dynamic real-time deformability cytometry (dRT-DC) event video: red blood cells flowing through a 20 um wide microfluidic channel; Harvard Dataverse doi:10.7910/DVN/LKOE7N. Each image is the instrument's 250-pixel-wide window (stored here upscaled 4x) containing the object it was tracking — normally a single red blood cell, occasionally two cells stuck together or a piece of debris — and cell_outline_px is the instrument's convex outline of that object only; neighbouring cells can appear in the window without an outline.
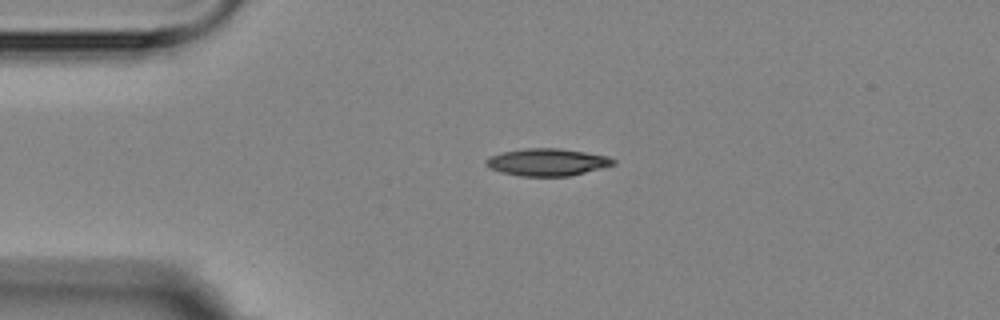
{"species": "Egyptian fruit bat (a non-hibernating species)", "species_latin": "Rousettus aegyptiacus", "temperature_condition": "room temperature", "stored_images_in_passage": 4, "camera_frame_rate_fps": 3000, "um_per_image_px": 0.085, "animal": {"sex": "female"}, "frame": {"image": 1, "passage_image": 3, "time_ms": 2.333, "image_size_px": [1000, 320], "cell_outline_px": [[616, 164], [568, 176], [520, 176], [500, 172], [488, 168], [484, 164], [484, 160], [488, 156], [500, 152], [528, 148], [560, 148], [608, 156], [616, 160]], "centroid_in_image_um": [46.44, 13.78], "position_along_channel_um": 38.6, "area_um2": 20.35}}